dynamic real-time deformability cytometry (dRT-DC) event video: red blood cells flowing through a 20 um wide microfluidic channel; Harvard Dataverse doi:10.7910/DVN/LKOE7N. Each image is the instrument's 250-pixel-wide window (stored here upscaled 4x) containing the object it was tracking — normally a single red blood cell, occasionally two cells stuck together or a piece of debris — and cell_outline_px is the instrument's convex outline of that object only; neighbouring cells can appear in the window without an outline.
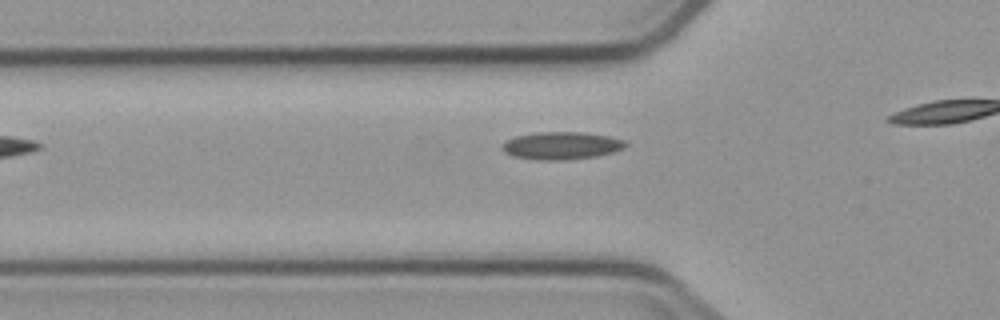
{"species": "common noctule bat (a hibernating species)", "species_latin": "Nyctalus noctula", "temperature_condition": "cold", "stored_images_in_passage": 5, "camera_frame_rate_fps": 3000, "um_per_image_px": 0.085, "animal": {"sex": "male", "body_mass_g": 23.1, "forearm_length_mm": 52.7}, "frame": {"image": 1, "passage_image": 3, "time_ms": 2.667, "image_size_px": [1000, 320], "cell_outline_px": [[628, 144], [624, 148], [612, 152], [596, 156], [564, 160], [536, 160], [512, 156], [504, 152], [500, 148], [500, 144], [516, 136], [536, 132], [584, 132], [608, 136], [624, 140]], "centroid_in_image_um": [47.68, 12.38], "position_along_channel_um": 78.1, "area_um2": 19.94}}